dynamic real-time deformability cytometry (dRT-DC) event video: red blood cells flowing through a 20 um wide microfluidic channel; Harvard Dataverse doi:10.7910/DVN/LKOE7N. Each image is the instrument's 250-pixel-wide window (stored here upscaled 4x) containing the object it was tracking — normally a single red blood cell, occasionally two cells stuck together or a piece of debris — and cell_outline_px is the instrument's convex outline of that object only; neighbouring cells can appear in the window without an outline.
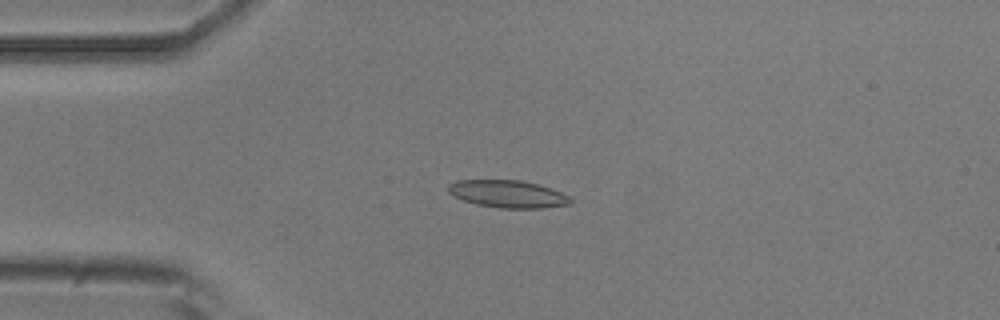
{"species": "common noctule bat (a hibernating species)", "species_latin": "Nyctalus noctula", "temperature_condition": "room temperature", "stored_images_in_passage": 35, "camera_frame_rate_fps": 3000, "um_per_image_px": 0.085, "animal": {"sex": "male", "body_mass_g": 20.5, "forearm_length_mm": 52.5}, "frame": {"image": 1, "passage_image": 1, "time_ms": 0.0, "image_size_px": [1000, 320], "cell_outline_px": [[572, 204], [540, 208], [500, 208], [476, 204], [464, 200], [448, 192], [448, 184], [456, 180], [520, 180], [536, 184], [560, 192], [568, 196], [572, 200]], "centroid_in_image_um": [43.15, 16.49], "position_along_channel_um": 41.9, "area_um2": 19.31}}
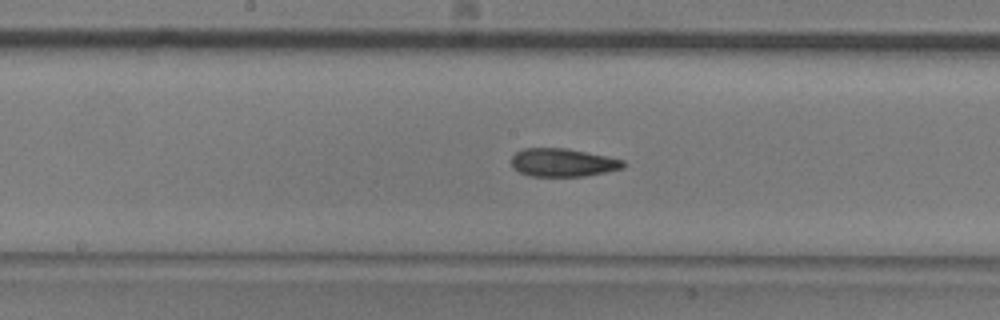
{"frame": {"image": 2, "passage_image": 15, "time_ms": 4.667, "image_size_px": [1000, 320], "cell_outline_px": [[624, 168], [584, 176], [532, 176], [520, 172], [512, 164], [512, 156], [516, 152], [524, 148], [568, 148], [608, 156], [624, 160]], "centroid_in_image_um": [47.87, 13.8], "position_along_channel_um": 200.3, "area_um2": 18.26}}
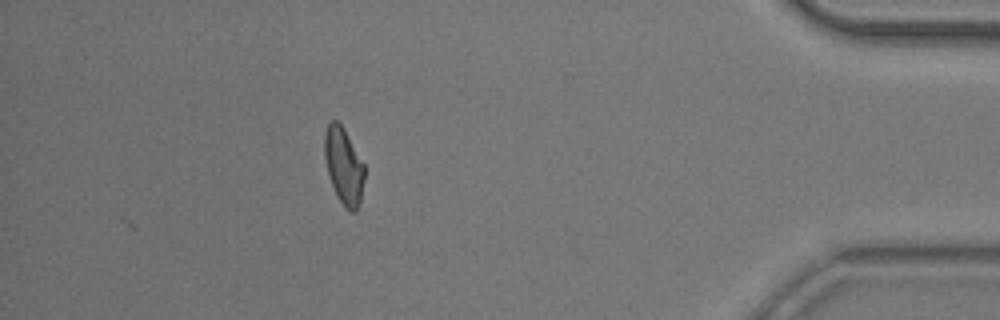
{"frame": {"image": 3, "passage_image": 35, "time_ms": 11.333, "image_size_px": [1000, 320], "cell_outline_px": [[364, 180], [360, 204], [356, 212], [352, 212], [344, 208], [328, 176], [324, 156], [324, 132], [328, 124], [332, 120], [336, 120], [344, 128], [364, 164]], "centroid_in_image_um": [29.21, 14.11], "position_along_channel_um": 406.0, "area_um2": 17.86}, "authors_computed_cell_mechanics": {"area_um2": 18.2648, "velocity_mm_per_s": 3.841, "shape_relaxation_time_tau1_ms": 6.7437, "shape_relaxation_time_tau2_ms": 3.969, "deformation_change_tau1": 0.1713, "deformation_change_tau2": 0.1172}}